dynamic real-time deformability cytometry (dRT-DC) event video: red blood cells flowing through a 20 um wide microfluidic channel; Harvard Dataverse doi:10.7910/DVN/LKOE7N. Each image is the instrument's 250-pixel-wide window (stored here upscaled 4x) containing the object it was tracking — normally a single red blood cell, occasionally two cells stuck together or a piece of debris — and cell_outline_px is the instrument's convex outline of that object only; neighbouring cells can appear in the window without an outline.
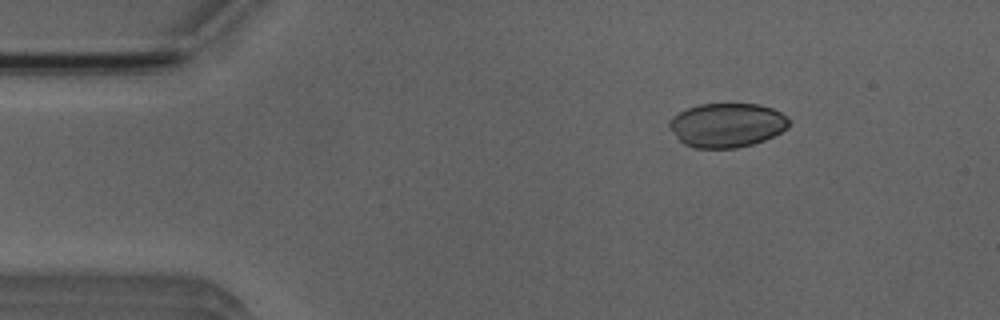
{"species": "Egyptian fruit bat (a non-hibernating species)", "species_latin": "Rousettus aegyptiacus", "temperature_condition": "room temperature", "stored_images_in_passage": 52, "camera_frame_rate_fps": 3000, "um_per_image_px": 0.085, "animal": {"sex": "male"}, "frame": {"image": 1, "passage_image": 7, "time_ms": 2.0, "image_size_px": [1000, 320], "cell_outline_px": [[788, 128], [764, 140], [752, 144], [736, 148], [696, 148], [684, 144], [668, 128], [668, 124], [672, 116], [688, 108], [700, 104], [760, 104], [772, 108], [780, 112], [788, 120]], "centroid_in_image_um": [61.76, 10.63], "position_along_channel_um": 23.2, "area_um2": 30.63}}
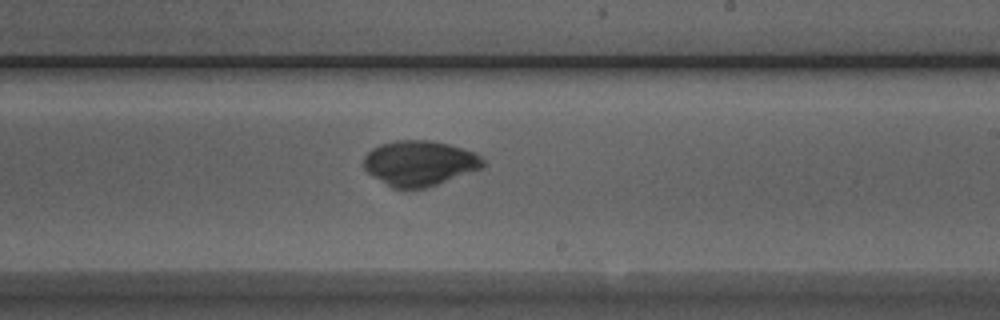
{"frame": {"image": 2, "passage_image": 30, "time_ms": 9.667, "image_size_px": [1000, 320], "cell_outline_px": [[484, 164], [480, 168], [436, 184], [424, 188], [408, 192], [392, 188], [368, 172], [364, 168], [364, 156], [372, 148], [380, 144], [396, 140], [428, 140], [448, 144], [476, 152], [484, 160]], "centroid_in_image_um": [35.62, 13.88], "position_along_channel_um": 253.4, "area_um2": 31.44}}
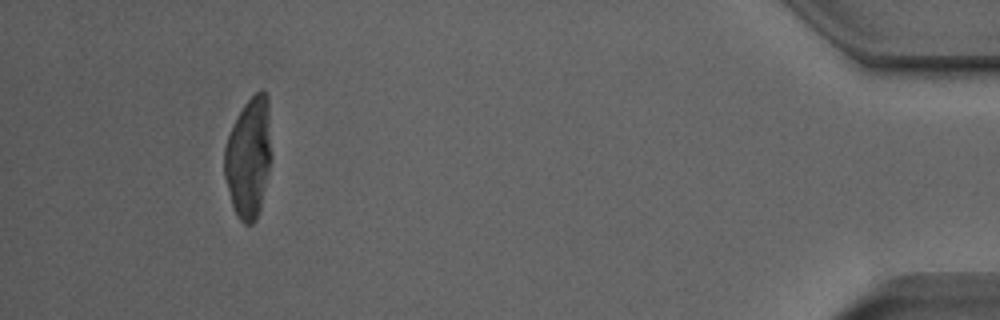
{"frame": {"image": 3, "passage_image": 48, "time_ms": 15.667, "image_size_px": [1000, 320], "cell_outline_px": [[268, 172], [260, 208], [256, 220], [252, 224], [244, 224], [236, 216], [232, 204], [224, 176], [224, 148], [228, 136], [236, 116], [244, 104], [256, 92], [264, 92], [268, 96]], "centroid_in_image_um": [21.08, 13.44], "position_along_channel_um": 414.1, "area_um2": 32.02}}